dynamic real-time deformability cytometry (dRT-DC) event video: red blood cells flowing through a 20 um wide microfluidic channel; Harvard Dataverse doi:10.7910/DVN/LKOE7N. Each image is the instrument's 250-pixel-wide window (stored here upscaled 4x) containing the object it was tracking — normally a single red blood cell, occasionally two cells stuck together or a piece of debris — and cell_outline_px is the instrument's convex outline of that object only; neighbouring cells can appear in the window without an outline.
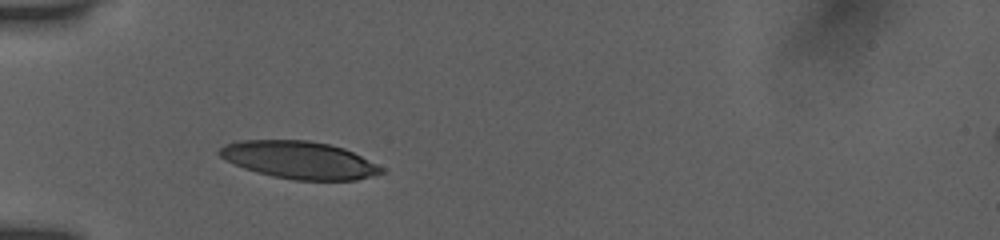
{"species": "human", "species_latin": "Homo sapiens", "temperature_condition": "room temperature", "stored_images_in_passage": 31, "camera_frame_rate_fps": 3000, "um_per_image_px": 0.085, "donor": {"sex": "female"}, "frame": {"image": 1, "passage_image": 1, "time_ms": 0.0, "image_size_px": [1000, 240], "cell_outline_px": [[384, 172], [372, 176], [356, 180], [292, 180], [272, 176], [256, 172], [244, 168], [220, 156], [216, 152], [224, 144], [236, 140], [308, 140], [328, 144], [344, 148], [384, 168]], "centroid_in_image_um": [25.41, 13.6], "position_along_channel_um": 59.6, "area_um2": 35.26}}
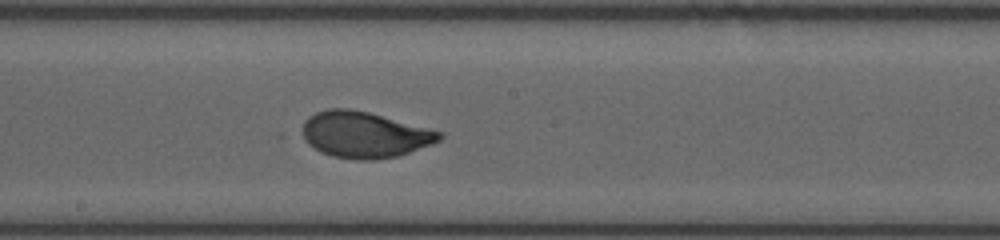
{"frame": {"image": 2, "passage_image": 14, "time_ms": 4.333, "image_size_px": [1000, 240], "cell_outline_px": [[444, 136], [440, 140], [432, 144], [396, 156], [376, 160], [360, 160], [332, 156], [320, 152], [308, 144], [304, 140], [304, 120], [308, 116], [316, 112], [328, 108], [348, 108], [368, 112], [444, 132]], "centroid_in_image_um": [30.98, 11.44], "position_along_channel_um": 217.2, "area_um2": 36.76}}
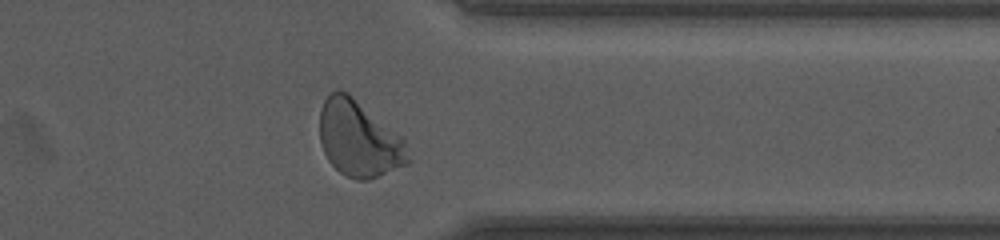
{"frame": {"image": 3, "passage_image": 27, "time_ms": 8.667, "image_size_px": [1000, 240], "cell_outline_px": [[412, 160], [408, 164], [368, 180], [356, 180], [340, 172], [328, 160], [324, 152], [320, 140], [320, 108], [324, 100], [336, 88], [340, 88], [348, 92], [400, 136], [404, 140]], "centroid_in_image_um": [30.5, 11.8], "position_along_channel_um": 380.9, "area_um2": 39.07}, "authors_computed_cell_mechanics": {"area_um2": 36.3562, "velocity_mm_per_s": 3.8505, "shape_relaxation_time_tau1_ms": 2.94, "shape_relaxation_time_tau2_ms": null, "deformation_change_tau1": 0.1717, "deformation_change_tau2": null}}